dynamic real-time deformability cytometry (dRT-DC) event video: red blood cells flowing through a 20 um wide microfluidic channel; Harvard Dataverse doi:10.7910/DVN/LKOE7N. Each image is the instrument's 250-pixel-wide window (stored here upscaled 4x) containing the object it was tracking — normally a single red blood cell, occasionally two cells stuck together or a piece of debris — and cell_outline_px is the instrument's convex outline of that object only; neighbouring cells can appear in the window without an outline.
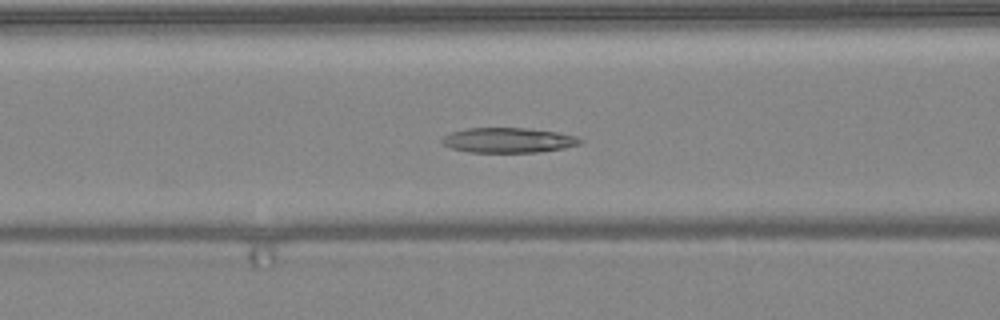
{"species": "common noctule bat (a hibernating species)", "species_latin": "Nyctalus noctula", "temperature_condition": "warm", "stored_images_in_passage": 36, "camera_frame_rate_fps": 3000, "um_per_image_px": 0.085, "animal": {"sex": "female", "body_mass_g": 24.6, "forearm_length_mm": 56.2}, "frame": {"image": 1, "passage_image": 9, "time_ms": 2.667, "image_size_px": [1000, 320], "cell_outline_px": [[584, 140], [580, 144], [564, 148], [536, 152], [468, 152], [452, 148], [444, 144], [440, 140], [444, 136], [452, 132], [468, 128], [524, 128], [556, 132], [576, 136]], "centroid_in_image_um": [43.21, 11.92], "position_along_channel_um": 123.4, "area_um2": 19.94}}
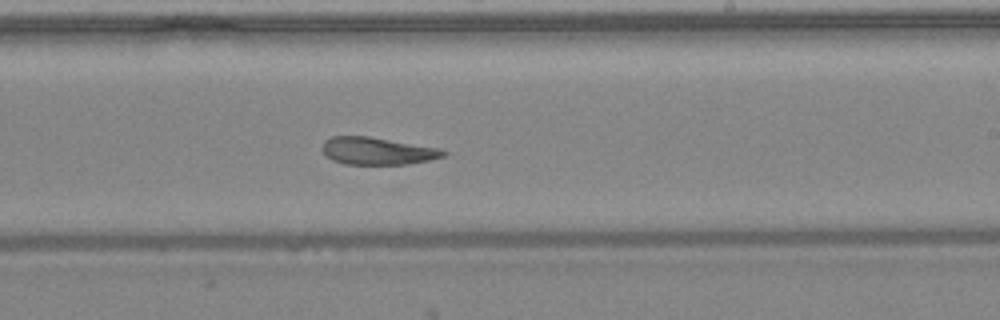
{"frame": {"image": 2, "passage_image": 19, "time_ms": 6.0, "image_size_px": [1000, 320], "cell_outline_px": [[448, 152], [444, 156], [428, 160], [408, 164], [344, 164], [332, 160], [320, 148], [324, 140], [332, 136], [368, 136], [440, 148]], "centroid_in_image_um": [32.05, 12.83], "position_along_channel_um": 256.9, "area_um2": 19.31}}
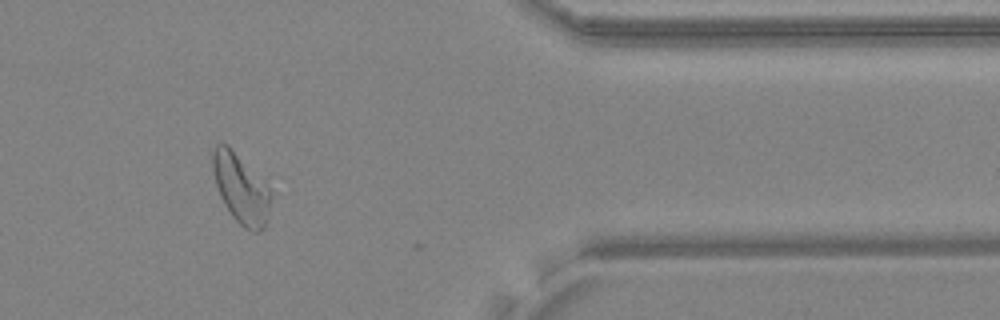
{"frame": {"image": 3, "passage_image": 31, "time_ms": 10.0, "image_size_px": [1000, 320], "cell_outline_px": [[272, 196], [264, 228], [260, 232], [252, 232], [244, 228], [232, 216], [224, 204], [220, 196], [216, 184], [212, 168], [212, 152], [216, 144], [220, 140], [228, 144], [272, 192]], "centroid_in_image_um": [20.45, 16.02], "position_along_channel_um": 391.0, "area_um2": 23.35}, "authors_computed_cell_mechanics": {"area_um2": 20.6924, "velocity_mm_per_s": 4.0082, "shape_relaxation_time_tau1_ms": null, "shape_relaxation_time_tau2_ms": 2.7443, "deformation_change_tau1": null, "deformation_change_tau2": 0.1093}}